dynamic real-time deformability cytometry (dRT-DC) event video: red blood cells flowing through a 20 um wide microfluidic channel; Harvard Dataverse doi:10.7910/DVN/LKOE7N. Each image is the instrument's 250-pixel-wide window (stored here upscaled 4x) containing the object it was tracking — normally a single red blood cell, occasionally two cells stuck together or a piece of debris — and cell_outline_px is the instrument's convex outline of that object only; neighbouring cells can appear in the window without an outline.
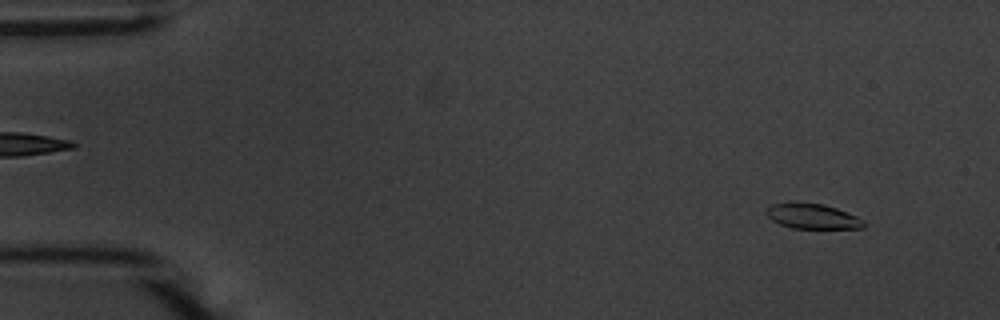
{"species": "common noctule bat (a hibernating species)", "species_latin": "Nyctalus noctula", "temperature_condition": "warm", "stored_images_in_passage": 56, "camera_frame_rate_fps": 3000, "um_per_image_px": 0.085, "animal": {"sex": "male", "body_mass_g": 20.1, "forearm_length_mm": 53.5}, "frame": {"image": 1, "passage_image": 5, "time_ms": 1.333, "image_size_px": [1000, 320], "cell_outline_px": [[868, 224], [864, 228], [792, 228], [780, 224], [772, 220], [768, 216], [768, 208], [772, 204], [824, 204], [836, 208], [856, 216], [864, 220]], "centroid_in_image_um": [69.15, 18.42], "position_along_channel_um": 15.8, "area_um2": 13.76}}
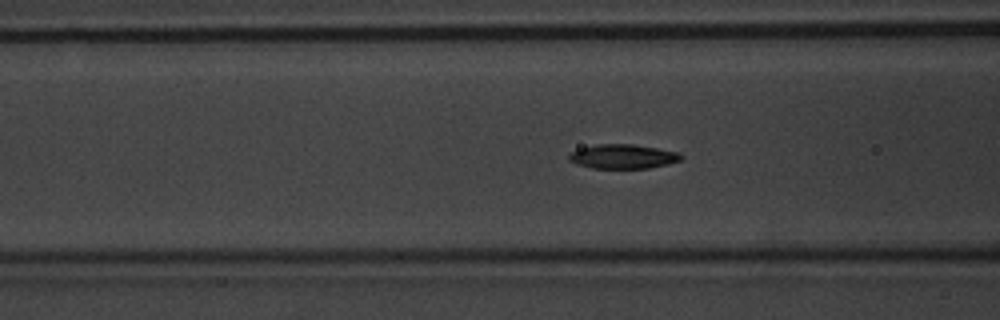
{"frame": {"image": 2, "passage_image": 22, "time_ms": 7.0, "image_size_px": [1000, 320], "cell_outline_px": [[684, 156], [680, 160], [668, 164], [648, 168], [592, 168], [576, 164], [568, 160], [568, 156], [572, 152], [580, 148], [596, 144], [632, 144], [680, 152]], "centroid_in_image_um": [52.95, 13.3], "position_along_channel_um": 113.6, "area_um2": 15.9}}
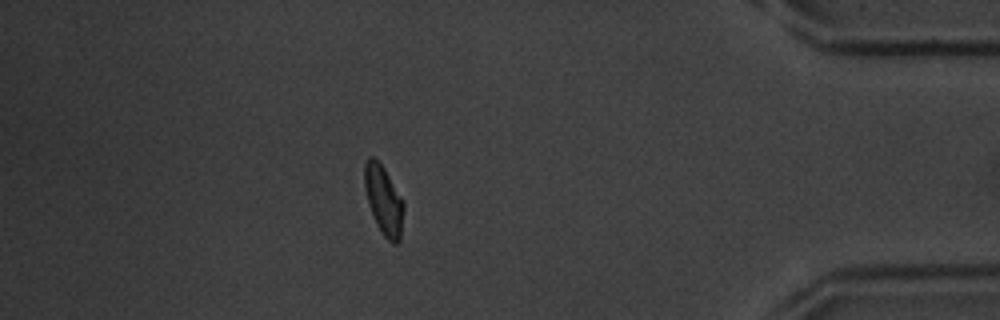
{"frame": {"image": 3, "passage_image": 49, "time_ms": 16.0, "image_size_px": [1000, 320], "cell_outline_px": [[404, 208], [400, 240], [396, 244], [392, 244], [384, 236], [368, 204], [364, 188], [364, 164], [368, 156], [372, 156], [384, 168], [404, 200]], "centroid_in_image_um": [32.62, 17.0], "position_along_channel_um": 402.6, "area_um2": 15.72}, "authors_computed_cell_mechanics": {"area_um2": 15.6638, "velocity_mm_per_s": 3.6538, "shape_relaxation_time_tau1_ms": 3.408, "shape_relaxation_time_tau2_ms": 2.4725, "deformation_change_tau1": 0.1465, "deformation_change_tau2": 0.0707}}